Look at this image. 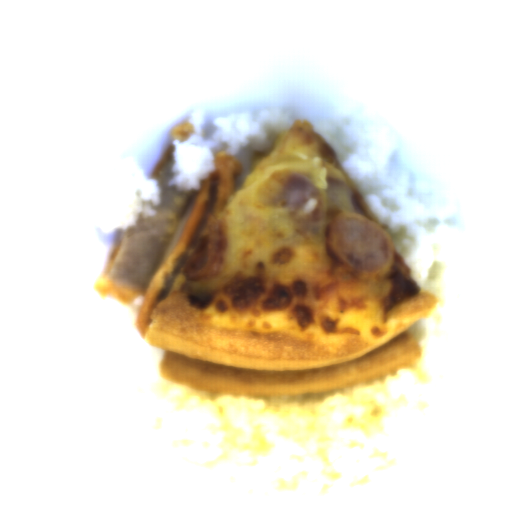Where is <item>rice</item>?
Returning <instances> with one entry per match:
<instances>
[{
	"instance_id": "1",
	"label": "rice",
	"mask_w": 512,
	"mask_h": 512,
	"mask_svg": "<svg viewBox=\"0 0 512 512\" xmlns=\"http://www.w3.org/2000/svg\"><path fill=\"white\" fill-rule=\"evenodd\" d=\"M433 390L432 374L417 364L370 385L295 396L167 382L155 394V432L176 462L224 467L286 496L389 475L416 437Z\"/></svg>"
},
{
	"instance_id": "2",
	"label": "rice",
	"mask_w": 512,
	"mask_h": 512,
	"mask_svg": "<svg viewBox=\"0 0 512 512\" xmlns=\"http://www.w3.org/2000/svg\"><path fill=\"white\" fill-rule=\"evenodd\" d=\"M320 130L374 219L390 236L396 252L402 254L409 274L440 298L442 261L432 262L425 276L407 256L420 245L416 227L427 233L435 226H458L460 216L408 219L405 207L409 201L416 207H441L448 196L394 148L380 166L375 160L372 132L362 120L351 116L328 119Z\"/></svg>"
},
{
	"instance_id": "3",
	"label": "rice",
	"mask_w": 512,
	"mask_h": 512,
	"mask_svg": "<svg viewBox=\"0 0 512 512\" xmlns=\"http://www.w3.org/2000/svg\"><path fill=\"white\" fill-rule=\"evenodd\" d=\"M292 109L278 107L252 112L215 116L197 110L187 121L193 131L187 139L174 138L175 159L172 177L164 184L191 194L198 192L200 180L216 171L215 158L221 153L239 154L241 146L268 153L277 136L295 122Z\"/></svg>"
},
{
	"instance_id": "4",
	"label": "rice",
	"mask_w": 512,
	"mask_h": 512,
	"mask_svg": "<svg viewBox=\"0 0 512 512\" xmlns=\"http://www.w3.org/2000/svg\"><path fill=\"white\" fill-rule=\"evenodd\" d=\"M161 191L154 179L132 181L114 205L97 222L100 233L128 232L138 227L139 216L157 213Z\"/></svg>"
}]
</instances>
